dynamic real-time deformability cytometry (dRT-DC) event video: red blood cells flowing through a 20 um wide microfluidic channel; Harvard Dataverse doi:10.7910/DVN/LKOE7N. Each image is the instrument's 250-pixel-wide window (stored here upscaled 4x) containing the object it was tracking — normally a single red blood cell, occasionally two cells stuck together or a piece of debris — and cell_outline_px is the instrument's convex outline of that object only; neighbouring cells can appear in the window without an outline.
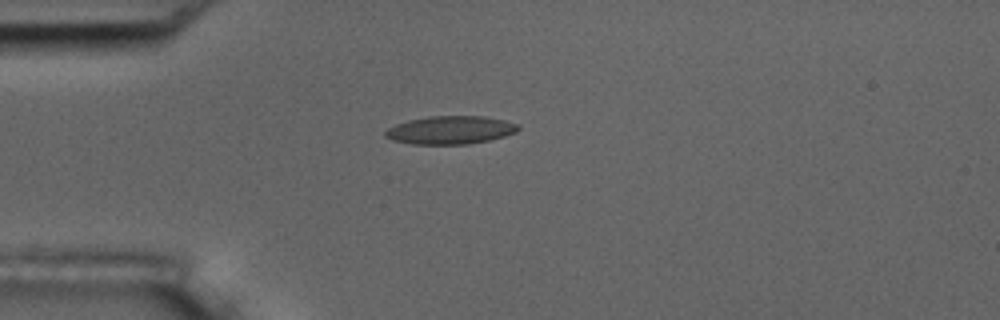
{"species": "common noctule bat (a hibernating species)", "species_latin": "Nyctalus noctula", "temperature_condition": "room temperature", "stored_images_in_passage": 10, "camera_frame_rate_fps": 3000, "um_per_image_px": 0.085, "animal": {"sex": "male", "body_mass_g": 17.5, "forearm_length_mm": 52.3}, "frame": {"image": 1, "passage_image": 5, "time_ms": 4.667, "image_size_px": [1000, 320], "cell_outline_px": [[520, 128], [516, 132], [504, 136], [488, 140], [468, 144], [412, 144], [392, 140], [384, 136], [384, 132], [388, 128], [396, 124], [408, 120], [428, 116], [484, 116], [504, 120], [520, 124]], "centroid_in_image_um": [38.28, 11.05], "position_along_channel_um": 46.7, "area_um2": 21.85}}
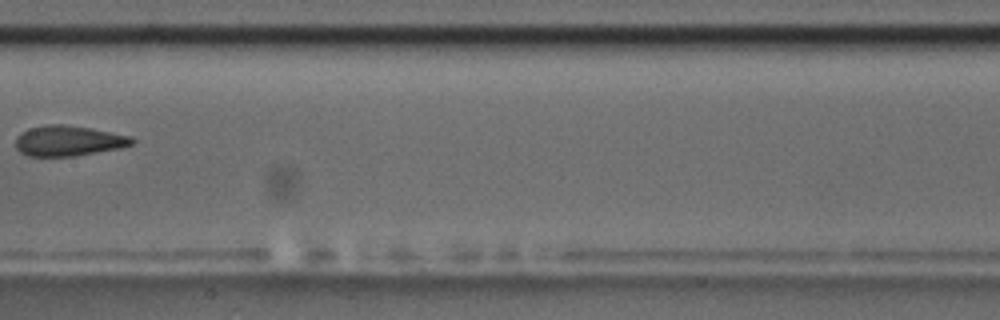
{"frame": {"image": 2, "passage_image": 9, "time_ms": 9.333, "image_size_px": [1000, 320], "cell_outline_px": [[136, 140], [132, 144], [120, 148], [72, 156], [28, 156], [20, 152], [16, 148], [16, 136], [20, 132], [28, 128], [48, 124], [64, 124], [92, 128], [132, 136]], "centroid_in_image_um": [5.8, 11.95], "position_along_channel_um": 201.6, "area_um2": 20.75}}